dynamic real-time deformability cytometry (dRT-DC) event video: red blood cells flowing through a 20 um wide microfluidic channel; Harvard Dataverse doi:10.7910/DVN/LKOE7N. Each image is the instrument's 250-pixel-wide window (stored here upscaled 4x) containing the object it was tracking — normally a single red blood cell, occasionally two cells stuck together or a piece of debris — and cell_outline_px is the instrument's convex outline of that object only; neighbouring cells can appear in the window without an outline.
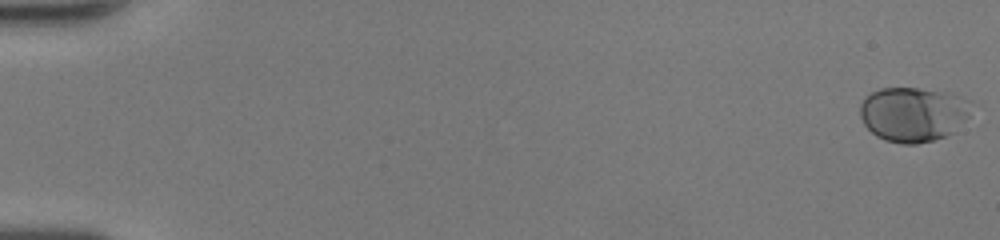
{"species": "human", "species_latin": "Homo sapiens", "temperature_condition": "room temperature", "stored_images_in_passage": 51, "camera_frame_rate_fps": 3000, "um_per_image_px": 0.085, "donor": {"sex": "female"}, "frame": {"image": 1, "passage_image": 1, "time_ms": 0.0, "image_size_px": [1000, 240], "cell_outline_px": [[972, 100], [968, 116], [956, 132], [948, 136], [916, 144], [904, 144], [884, 140], [876, 136], [864, 124], [860, 116], [860, 104], [864, 96], [880, 88], [920, 88], [948, 92]], "centroid_in_image_um": [77.63, 9.7], "position_along_channel_um": 7.4, "area_um2": 35.89}}
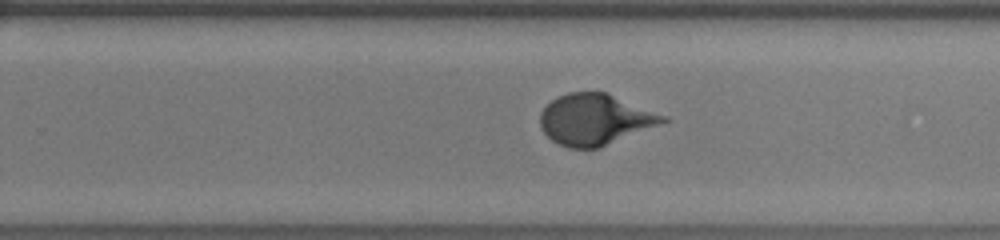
{"frame": {"image": 2, "passage_image": 34, "time_ms": 11.0, "image_size_px": [1000, 240], "cell_outline_px": [[672, 120], [596, 148], [568, 148], [552, 140], [540, 128], [540, 112], [556, 96], [568, 92], [604, 92], [668, 116]], "centroid_in_image_um": [50.57, 10.14], "position_along_channel_um": 279.2, "area_um2": 36.18}}
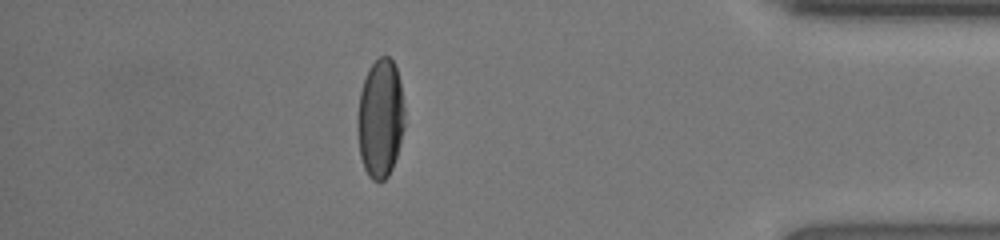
{"frame": {"image": 3, "passage_image": 45, "time_ms": 14.667, "image_size_px": [1000, 240], "cell_outline_px": [[404, 128], [400, 144], [392, 168], [388, 176], [380, 184], [372, 180], [368, 176], [364, 168], [360, 156], [356, 128], [356, 120], [360, 92], [368, 68], [380, 56], [388, 56], [392, 60], [396, 68], [400, 80], [404, 108]], "centroid_in_image_um": [32.31, 10.1], "position_along_channel_um": 402.9, "area_um2": 33.06}, "authors_computed_cell_mechanics": {"area_um2": 34.391, "velocity_mm_per_s": 4.2972, "shape_relaxation_time_tau1_ms": 4.8726, "shape_relaxation_time_tau2_ms": null, "deformation_change_tau1": 0.2084, "deformation_change_tau2": null}}